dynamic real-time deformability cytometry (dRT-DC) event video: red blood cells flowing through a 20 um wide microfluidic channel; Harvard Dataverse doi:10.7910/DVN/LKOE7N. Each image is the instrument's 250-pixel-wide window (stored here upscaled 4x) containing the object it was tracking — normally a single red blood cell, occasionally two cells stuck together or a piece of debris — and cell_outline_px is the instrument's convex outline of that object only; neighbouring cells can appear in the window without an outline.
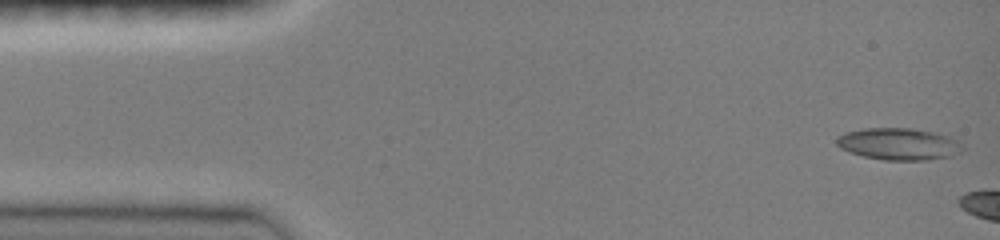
{"species": "common noctule bat (a hibernating species)", "species_latin": "Nyctalus noctula", "temperature_condition": "room temperature", "stored_images_in_passage": 5, "camera_frame_rate_fps": 3000, "um_per_image_px": 0.085, "animal": {"sex": "female", "body_mass_g": 19.0, "forearm_length_mm": 51.5}, "frame": {"image": 1, "passage_image": 1, "time_ms": 0.0, "image_size_px": [1000, 240], "cell_outline_px": [[964, 148], [960, 152], [952, 156], [928, 160], [884, 160], [864, 156], [848, 152], [840, 148], [836, 144], [836, 136], [848, 132], [864, 128], [912, 128], [932, 132], [948, 136], [956, 140]], "centroid_in_image_um": [76.37, 12.24], "position_along_channel_um": 8.6, "area_um2": 23.41}}